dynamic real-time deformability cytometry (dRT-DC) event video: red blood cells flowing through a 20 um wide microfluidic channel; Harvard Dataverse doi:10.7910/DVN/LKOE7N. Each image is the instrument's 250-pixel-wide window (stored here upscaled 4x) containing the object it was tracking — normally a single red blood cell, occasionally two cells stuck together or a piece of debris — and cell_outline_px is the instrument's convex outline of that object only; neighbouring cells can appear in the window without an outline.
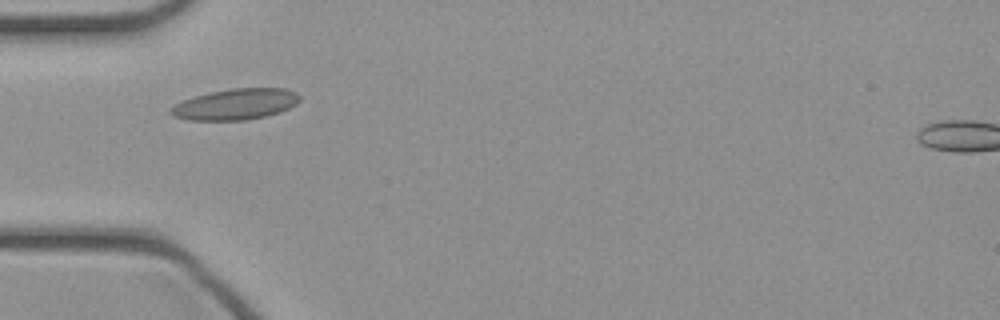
{"species": "common noctule bat (a hibernating species)", "species_latin": "Nyctalus noctula", "temperature_condition": "cold", "stored_images_in_passage": 32, "camera_frame_rate_fps": 3000, "um_per_image_px": 0.085, "animal": {"sex": "female", "body_mass_g": 21.9}, "frame": {"image": 1, "passage_image": 1, "time_ms": 0.0, "image_size_px": [1000, 320], "cell_outline_px": [[300, 100], [296, 104], [280, 112], [268, 116], [244, 120], [188, 120], [172, 116], [168, 112], [168, 108], [184, 100], [208, 92], [232, 88], [284, 88], [296, 92], [300, 96]], "centroid_in_image_um": [20.01, 8.86], "position_along_channel_um": 65.0, "area_um2": 23.41}}
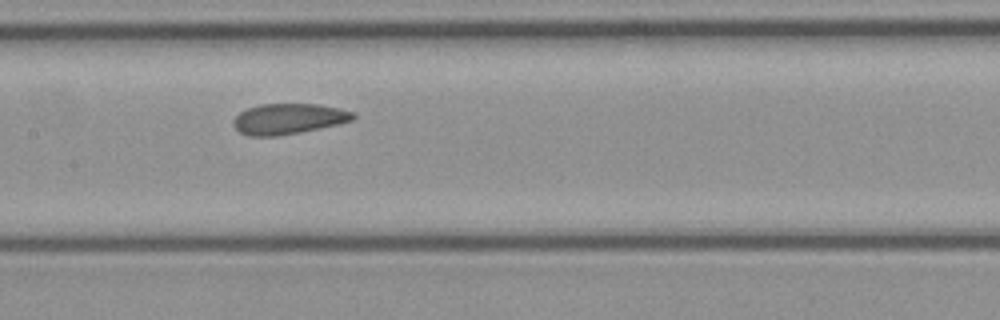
{"frame": {"image": 2, "passage_image": 9, "time_ms": 2.667, "image_size_px": [1000, 320], "cell_outline_px": [[356, 116], [352, 120], [336, 124], [300, 132], [276, 136], [248, 136], [240, 132], [232, 124], [232, 120], [240, 112], [248, 108], [260, 104], [316, 104], [356, 112]], "centroid_in_image_um": [24.48, 10.1], "position_along_channel_um": 182.9, "area_um2": 21.15}}
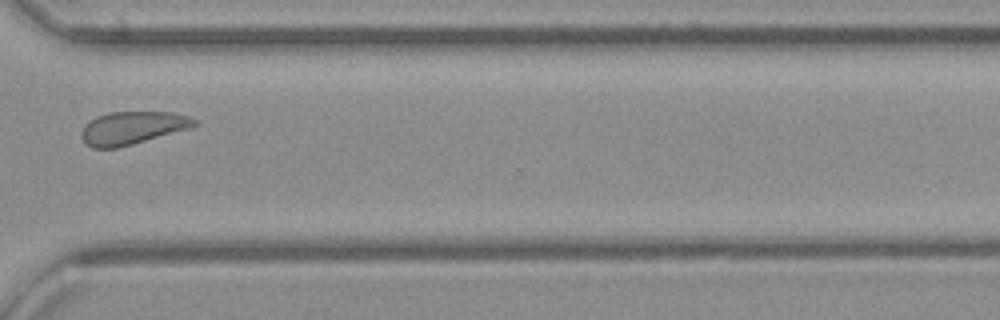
{"frame": {"image": 3, "passage_image": 21, "time_ms": 6.667, "image_size_px": [1000, 320], "cell_outline_px": [[200, 124], [192, 128], [132, 144], [116, 148], [92, 148], [84, 144], [80, 136], [80, 132], [84, 124], [96, 116], [108, 112], [172, 112], [188, 116], [200, 120]], "centroid_in_image_um": [11.26, 10.87], "position_along_channel_um": 359.3, "area_um2": 22.08}}